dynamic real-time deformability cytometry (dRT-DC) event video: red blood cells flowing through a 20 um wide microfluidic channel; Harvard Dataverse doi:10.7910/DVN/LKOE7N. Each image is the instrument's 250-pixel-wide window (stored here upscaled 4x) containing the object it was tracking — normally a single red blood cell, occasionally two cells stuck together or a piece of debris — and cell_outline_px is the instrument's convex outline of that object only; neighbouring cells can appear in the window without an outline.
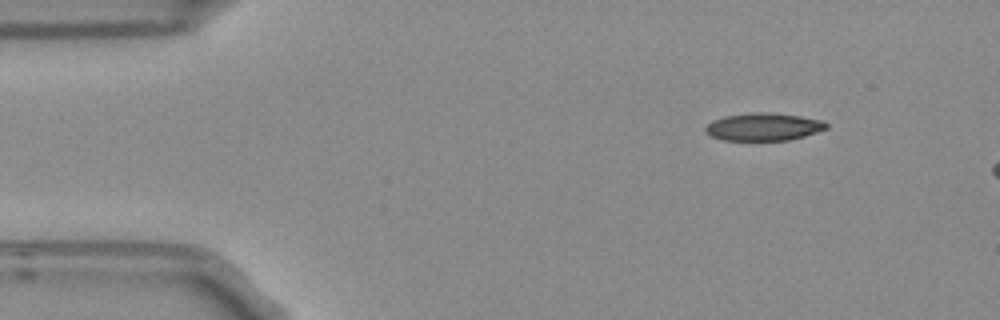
{"species": "Egyptian fruit bat (a non-hibernating species)", "species_latin": "Rousettus aegyptiacus", "temperature_condition": "room temperature", "stored_images_in_passage": 4, "camera_frame_rate_fps": 3000, "um_per_image_px": 0.085, "frame": {"image": 1, "passage_image": 1, "time_ms": 0.0, "image_size_px": [1000, 320], "cell_outline_px": [[828, 128], [804, 136], [788, 140], [720, 140], [704, 132], [704, 128], [712, 120], [724, 116], [752, 112], [768, 112], [800, 116], [824, 120], [828, 124]], "centroid_in_image_um": [64.89, 10.77], "position_along_channel_um": 20.1, "area_um2": 19.59}}